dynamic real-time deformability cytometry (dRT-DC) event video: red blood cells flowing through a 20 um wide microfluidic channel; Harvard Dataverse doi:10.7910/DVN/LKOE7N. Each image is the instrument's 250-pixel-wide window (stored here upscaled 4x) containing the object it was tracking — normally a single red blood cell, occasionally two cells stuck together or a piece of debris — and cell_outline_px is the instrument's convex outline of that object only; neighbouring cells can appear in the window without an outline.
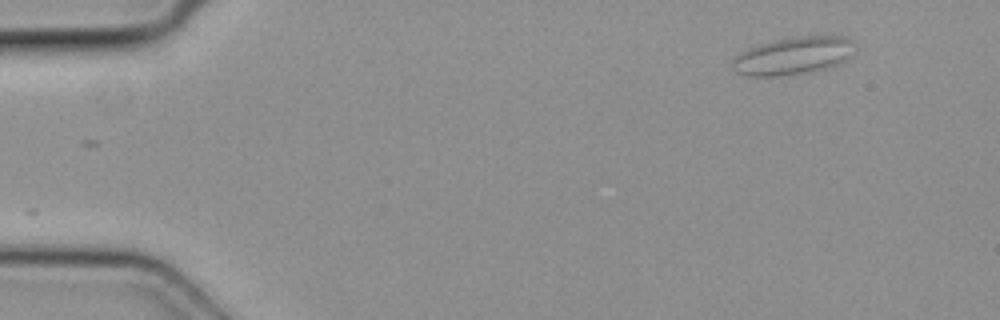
{"species": "common noctule bat (a hibernating species)", "species_latin": "Nyctalus noctula", "temperature_condition": "cold", "stored_images_in_passage": 7, "segment_of_instrument_passage": [2, 2], "camera_frame_rate_fps": 3000, "um_per_image_px": 0.085, "animal": {"sex": "female", "body_mass_g": 19.3, "forearm_length_mm": 54.1}, "frame": {"image": 1, "passage_image": 7, "time_ms": 2.0, "image_size_px": [1000, 320], "cell_outline_px": [[856, 52], [852, 56], [840, 64], [828, 68], [812, 72], [780, 76], [744, 76], [736, 72], [732, 68], [732, 60], [740, 52], [756, 44], [796, 36], [844, 36], [852, 40], [856, 44]], "centroid_in_image_um": [67.47, 4.74], "position_along_channel_um": 17.5, "area_um2": 27.51}}